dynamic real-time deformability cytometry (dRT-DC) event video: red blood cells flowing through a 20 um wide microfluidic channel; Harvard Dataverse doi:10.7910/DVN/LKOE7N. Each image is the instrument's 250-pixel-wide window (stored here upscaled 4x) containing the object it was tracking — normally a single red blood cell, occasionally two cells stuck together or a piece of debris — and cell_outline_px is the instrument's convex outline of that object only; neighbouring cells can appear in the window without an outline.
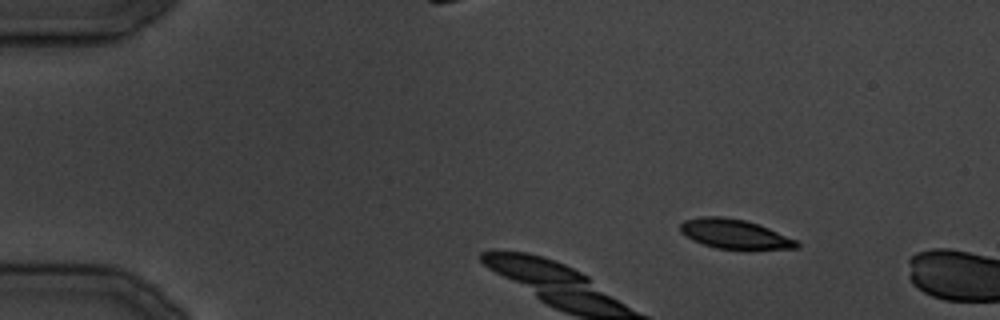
{"species": "common noctule bat (a hibernating species)", "species_latin": "Nyctalus noctula", "temperature_condition": "cold", "stored_images_in_passage": 9, "camera_frame_rate_fps": 3000, "um_per_image_px": 0.085, "animal": {"sex": "male", "body_mass_g": 19.5, "forearm_length_mm": 54.6}, "frame": {"image": 1, "passage_image": 6, "time_ms": 5.667, "image_size_px": [1000, 320], "cell_outline_px": [[800, 244], [796, 248], [716, 248], [692, 240], [680, 232], [680, 224], [684, 220], [700, 216], [724, 216], [744, 220], [768, 228], [796, 240]], "centroid_in_image_um": [62.36, 19.86], "position_along_channel_um": 22.6, "area_um2": 19.48}}